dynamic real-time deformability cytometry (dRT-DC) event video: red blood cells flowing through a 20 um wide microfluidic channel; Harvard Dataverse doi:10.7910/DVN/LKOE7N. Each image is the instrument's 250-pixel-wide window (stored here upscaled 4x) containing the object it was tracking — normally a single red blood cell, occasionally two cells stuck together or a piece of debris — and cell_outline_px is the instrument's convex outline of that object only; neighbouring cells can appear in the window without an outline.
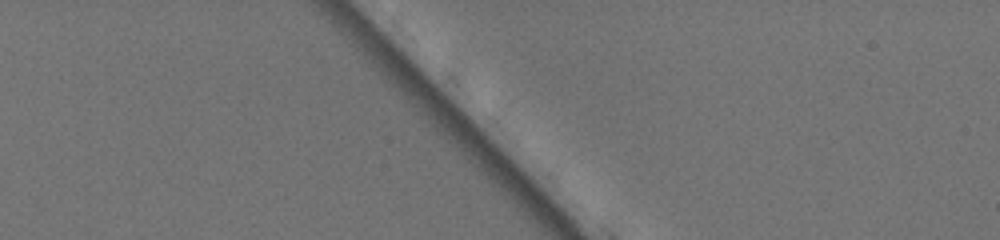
{"species": "common noctule bat (a hibernating species)", "species_latin": "Nyctalus noctula", "temperature_condition": "warm", "stored_images_in_passage": 5, "camera_frame_rate_fps": 3000, "um_per_image_px": 0.085, "animal": {"sex": "female", "body_mass_g": 19.5, "forearm_length_mm": 54.1}, "frame": {"image": 1, "passage_image": 4, "time_ms": 1.0, "image_size_px": [1000, 240], "cell_outline_px": [[604, 60], [600, 84], [592, 96], [552, 44], [564, 32], [592, 44]], "centroid_in_image_um": [49.42, 5.11], "position_along_channel_um": 35.6, "area_um2": 12.02}}